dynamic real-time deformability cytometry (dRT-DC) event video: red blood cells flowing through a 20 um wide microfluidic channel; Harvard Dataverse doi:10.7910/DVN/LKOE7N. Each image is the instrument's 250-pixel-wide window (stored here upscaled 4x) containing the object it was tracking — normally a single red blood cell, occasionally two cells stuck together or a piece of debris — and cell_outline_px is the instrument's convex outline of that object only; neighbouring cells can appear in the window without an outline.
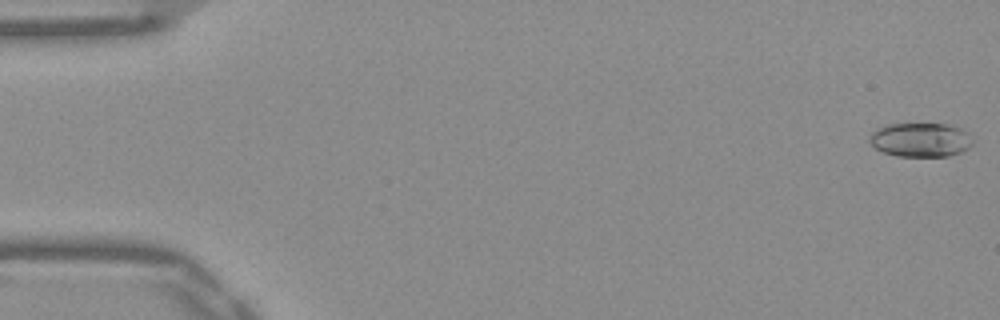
{"species": "Egyptian fruit bat (a non-hibernating species)", "species_latin": "Rousettus aegyptiacus", "temperature_condition": "warm", "stored_images_in_passage": 17, "camera_frame_rate_fps": 3000, "um_per_image_px": 0.085, "frame": {"image": 1, "passage_image": 1, "time_ms": 0.0, "image_size_px": [1000, 320], "cell_outline_px": [[972, 144], [968, 148], [960, 152], [948, 156], [896, 156], [884, 152], [876, 148], [868, 140], [868, 136], [876, 128], [888, 124], [948, 124], [960, 128], [972, 140]], "centroid_in_image_um": [78.2, 11.88], "position_along_channel_um": 6.8, "area_um2": 20.35}}
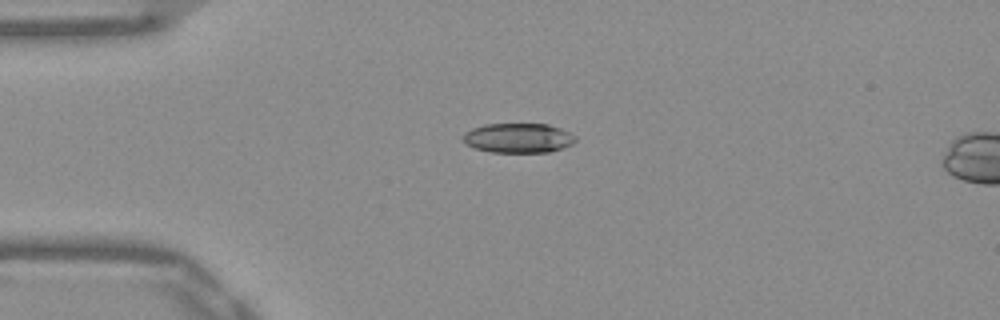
{"frame": {"image": 2, "passage_image": 13, "time_ms": 4.0, "image_size_px": [1000, 320], "cell_outline_px": [[576, 140], [572, 144], [564, 148], [548, 152], [492, 152], [476, 148], [460, 140], [460, 136], [464, 132], [472, 128], [484, 124], [548, 124], [560, 128], [576, 136]], "centroid_in_image_um": [44.03, 11.72], "position_along_channel_um": 41.0, "area_um2": 19.54}}